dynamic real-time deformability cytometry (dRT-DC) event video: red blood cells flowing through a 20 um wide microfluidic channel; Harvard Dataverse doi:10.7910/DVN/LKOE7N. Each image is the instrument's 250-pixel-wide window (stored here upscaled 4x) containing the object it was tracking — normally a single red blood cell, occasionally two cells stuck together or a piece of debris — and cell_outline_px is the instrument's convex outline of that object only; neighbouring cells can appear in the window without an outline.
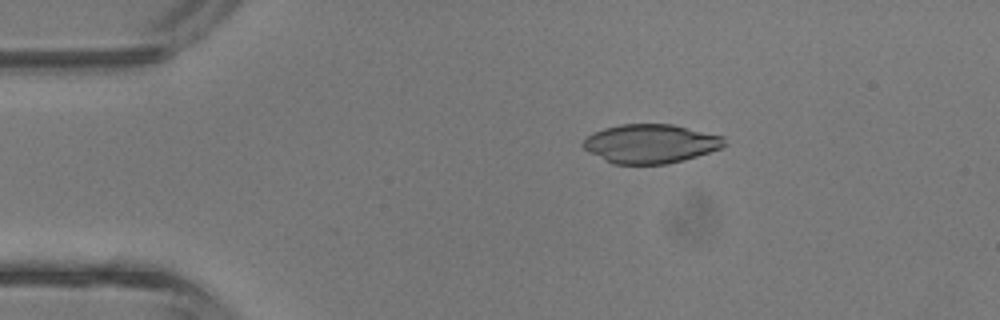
{"species": "common noctule bat (a hibernating species)", "species_latin": "Nyctalus noctula", "temperature_condition": "room temperature", "stored_images_in_passage": 42, "camera_frame_rate_fps": 3000, "um_per_image_px": 0.085, "animal": {"sex": "male", "body_mass_g": 13.3}, "frame": {"image": 1, "passage_image": 8, "time_ms": 2.333, "image_size_px": [1000, 320], "cell_outline_px": [[728, 144], [720, 148], [684, 160], [668, 164], [612, 164], [588, 152], [580, 144], [592, 132], [604, 128], [620, 124], [672, 124], [724, 136]], "centroid_in_image_um": [55.28, 12.21], "position_along_channel_um": 29.7, "area_um2": 32.25}}
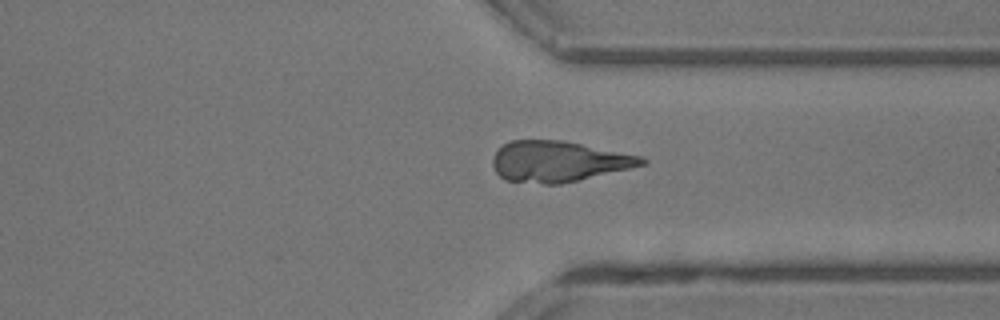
{"frame": {"image": 2, "passage_image": 32, "time_ms": 10.333, "image_size_px": [1000, 320], "cell_outline_px": [[648, 164], [560, 184], [544, 184], [504, 180], [496, 172], [492, 164], [492, 160], [496, 152], [504, 144], [512, 140], [564, 140], [640, 156], [648, 160]], "centroid_in_image_um": [47.46, 13.72], "position_along_channel_um": 363.9, "area_um2": 35.26}}
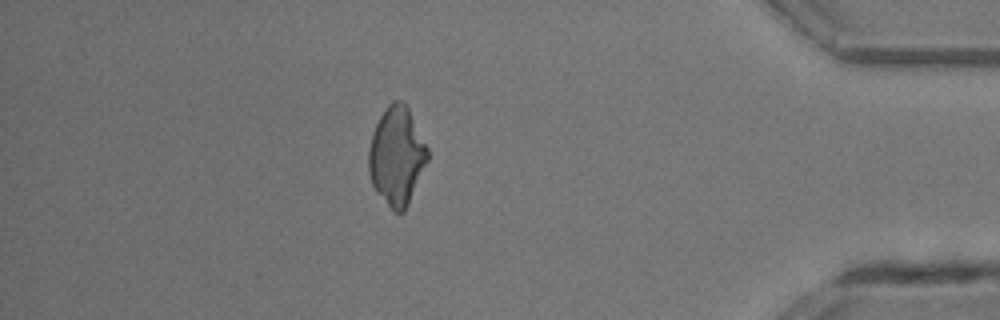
{"frame": {"image": 3, "passage_image": 37, "time_ms": 12.0, "image_size_px": [1000, 320], "cell_outline_px": [[428, 160], [408, 204], [404, 212], [392, 212], [376, 192], [372, 184], [368, 172], [368, 152], [372, 136], [376, 124], [380, 116], [388, 104], [392, 100], [400, 100], [408, 108], [428, 148]], "centroid_in_image_um": [33.7, 13.29], "position_along_channel_um": 401.5, "area_um2": 33.64}}